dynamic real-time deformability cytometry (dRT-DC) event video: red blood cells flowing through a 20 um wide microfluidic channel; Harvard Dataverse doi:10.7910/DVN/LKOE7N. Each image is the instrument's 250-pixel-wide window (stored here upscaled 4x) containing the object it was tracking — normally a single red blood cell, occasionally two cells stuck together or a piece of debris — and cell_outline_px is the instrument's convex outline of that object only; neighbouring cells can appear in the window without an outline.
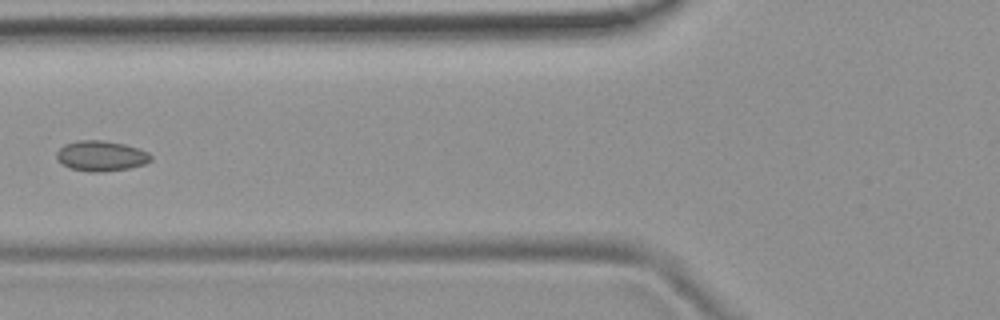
{"species": "common noctule bat (a hibernating species)", "species_latin": "Nyctalus noctula", "temperature_condition": "room temperature", "stored_images_in_passage": 4, "camera_frame_rate_fps": 3000, "um_per_image_px": 0.085, "animal": {"sex": "female", "body_mass_g": 19.9}, "frame": {"image": 1, "passage_image": 3, "time_ms": 3.333, "image_size_px": [1000, 320], "cell_outline_px": [[152, 160], [144, 164], [128, 168], [100, 172], [88, 172], [68, 168], [56, 156], [56, 152], [64, 144], [80, 140], [104, 140], [124, 144], [148, 152], [152, 156]], "centroid_in_image_um": [8.59, 13.25], "position_along_channel_um": 117.2, "area_um2": 16.59}}
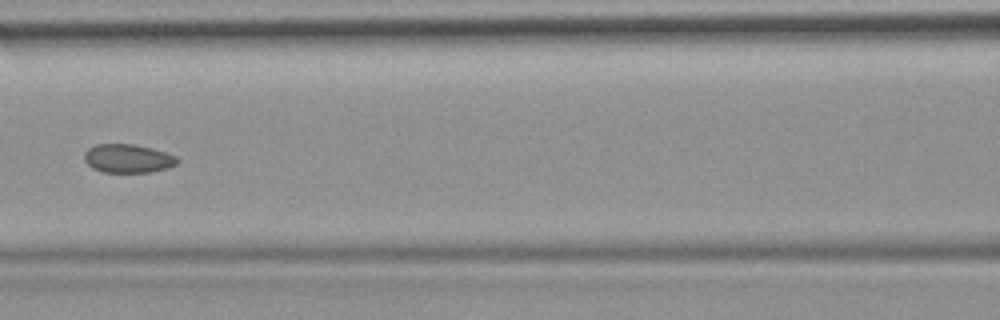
{"frame": {"image": 2, "passage_image": 4, "time_ms": 4.333, "image_size_px": [1000, 320], "cell_outline_px": [[180, 160], [176, 164], [168, 168], [152, 172], [104, 172], [92, 168], [84, 160], [84, 152], [88, 148], [96, 144], [132, 144], [152, 148], [176, 156]], "centroid_in_image_um": [10.87, 13.47], "position_along_channel_um": 155.7, "area_um2": 15.55}}